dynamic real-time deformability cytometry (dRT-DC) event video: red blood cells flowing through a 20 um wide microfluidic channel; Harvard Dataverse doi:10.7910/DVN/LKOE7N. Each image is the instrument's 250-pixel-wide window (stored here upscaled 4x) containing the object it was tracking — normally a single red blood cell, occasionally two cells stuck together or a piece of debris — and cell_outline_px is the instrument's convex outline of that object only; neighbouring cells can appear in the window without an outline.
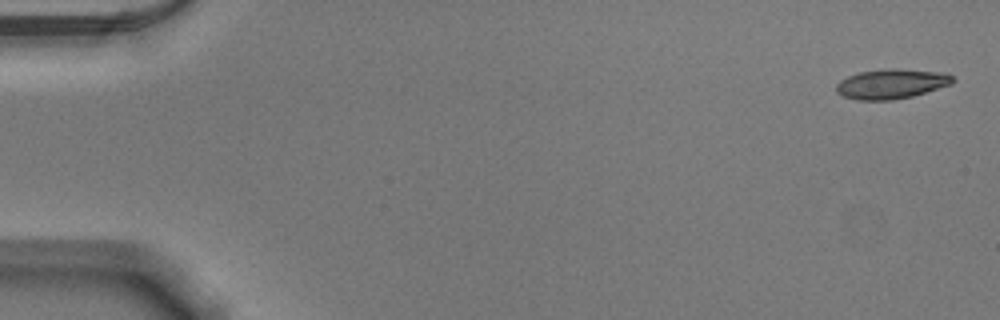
{"species": "Egyptian fruit bat (a non-hibernating species)", "species_latin": "Rousettus aegyptiacus", "temperature_condition": "warm", "stored_images_in_passage": 8, "camera_frame_rate_fps": 3000, "um_per_image_px": 0.085, "animal": {"sex": "male"}, "frame": {"image": 1, "passage_image": 1, "time_ms": 0.0, "image_size_px": [1000, 320], "cell_outline_px": [[956, 80], [952, 84], [912, 96], [892, 100], [856, 100], [844, 96], [836, 92], [836, 84], [840, 80], [848, 76], [860, 72], [888, 68], [896, 68], [944, 72], [952, 76]], "centroid_in_image_um": [75.78, 7.12], "position_along_channel_um": 9.2, "area_um2": 20.29}}